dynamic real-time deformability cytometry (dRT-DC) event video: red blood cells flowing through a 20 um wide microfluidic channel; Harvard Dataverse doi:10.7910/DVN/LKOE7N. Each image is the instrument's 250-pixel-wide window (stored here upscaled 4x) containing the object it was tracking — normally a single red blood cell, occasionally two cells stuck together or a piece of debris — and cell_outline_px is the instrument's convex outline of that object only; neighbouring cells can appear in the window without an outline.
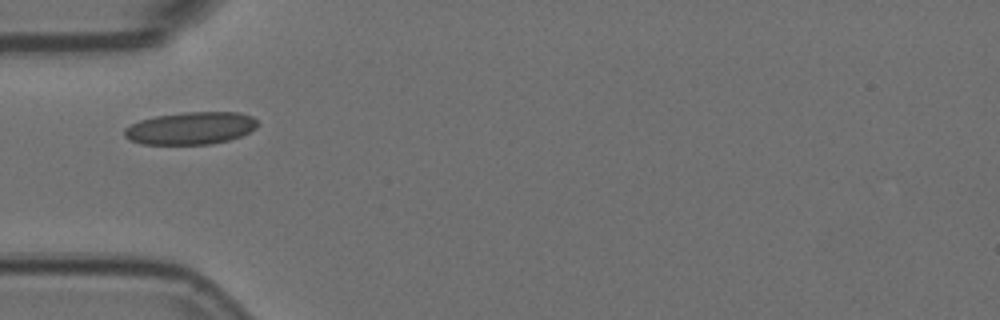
{"species": "Egyptian fruit bat (a non-hibernating species)", "species_latin": "Rousettus aegyptiacus", "temperature_condition": "room temperature", "stored_images_in_passage": 3, "camera_frame_rate_fps": 3000, "um_per_image_px": 0.085, "animal": {"sex": "female"}, "frame": {"image": 1, "passage_image": 1, "time_ms": 0.0, "image_size_px": [1000, 320], "cell_outline_px": [[256, 128], [240, 136], [228, 140], [208, 144], [140, 144], [124, 136], [124, 128], [140, 120], [156, 116], [184, 112], [240, 112], [252, 116], [256, 120]], "centroid_in_image_um": [16.2, 10.89], "position_along_channel_um": 68.8, "area_um2": 25.03}}
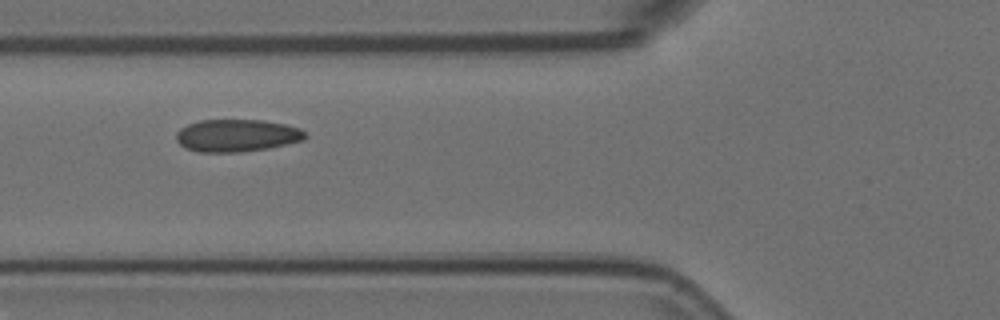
{"frame": {"image": 2, "passage_image": 2, "time_ms": 0.333, "image_size_px": [1000, 320], "cell_outline_px": [[308, 136], [304, 140], [268, 148], [240, 152], [200, 152], [184, 148], [176, 140], [176, 132], [180, 128], [188, 124], [200, 120], [264, 120], [284, 124], [300, 128], [308, 132]], "centroid_in_image_um": [20.14, 11.52], "position_along_channel_um": 105.7, "area_um2": 24.57}}
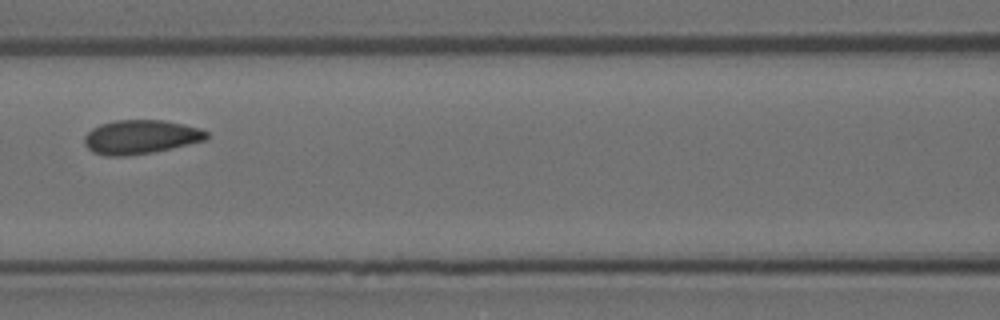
{"frame": {"image": 3, "passage_image": 3, "time_ms": 0.667, "image_size_px": [1000, 320], "cell_outline_px": [[208, 136], [204, 140], [152, 152], [124, 156], [108, 156], [92, 152], [84, 144], [84, 136], [92, 128], [100, 124], [112, 120], [164, 120], [184, 124], [200, 128], [208, 132]], "centroid_in_image_um": [11.91, 11.63], "position_along_channel_um": 154.7, "area_um2": 24.1}}